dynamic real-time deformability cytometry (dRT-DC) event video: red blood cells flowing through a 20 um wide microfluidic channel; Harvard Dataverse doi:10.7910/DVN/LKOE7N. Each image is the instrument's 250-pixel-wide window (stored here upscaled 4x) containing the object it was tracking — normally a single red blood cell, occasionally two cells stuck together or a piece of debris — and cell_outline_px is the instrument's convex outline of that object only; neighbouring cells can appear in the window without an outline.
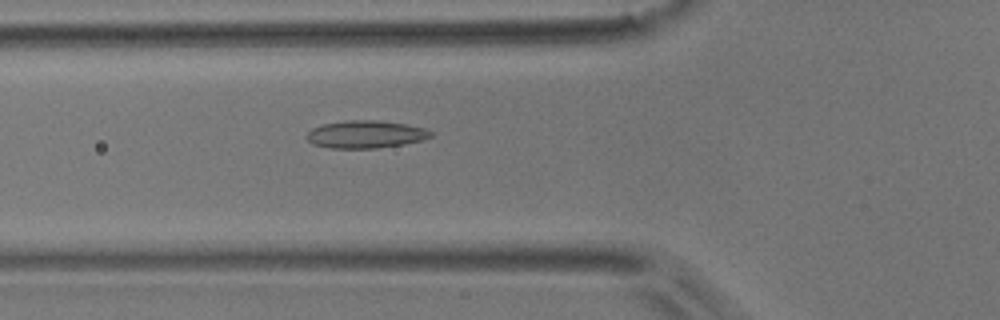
{"species": "common noctule bat (a hibernating species)", "species_latin": "Nyctalus noctula", "temperature_condition": "room temperature", "stored_images_in_passage": 6, "camera_frame_rate_fps": 3000, "um_per_image_px": 0.085, "animal": {"sex": "male", "body_mass_g": 17.9}, "frame": {"image": 1, "passage_image": 6, "time_ms": 5.667, "image_size_px": [1000, 320], "cell_outline_px": [[432, 136], [424, 140], [404, 144], [376, 148], [328, 148], [312, 144], [304, 136], [312, 128], [324, 124], [344, 120], [380, 120], [408, 124], [424, 128], [432, 132]], "centroid_in_image_um": [31.07, 11.41], "position_along_channel_um": 94.7, "area_um2": 20.17}}